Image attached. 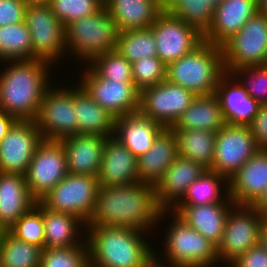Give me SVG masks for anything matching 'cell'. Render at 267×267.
<instances>
[{"label": "cell", "mask_w": 267, "mask_h": 267, "mask_svg": "<svg viewBox=\"0 0 267 267\" xmlns=\"http://www.w3.org/2000/svg\"><path fill=\"white\" fill-rule=\"evenodd\" d=\"M168 212L159 206L152 184L99 186L95 208L86 226L127 227L147 233Z\"/></svg>", "instance_id": "1"}, {"label": "cell", "mask_w": 267, "mask_h": 267, "mask_svg": "<svg viewBox=\"0 0 267 267\" xmlns=\"http://www.w3.org/2000/svg\"><path fill=\"white\" fill-rule=\"evenodd\" d=\"M0 73V110L17 120L37 118L46 89L50 86L51 63L41 59L6 61Z\"/></svg>", "instance_id": "2"}, {"label": "cell", "mask_w": 267, "mask_h": 267, "mask_svg": "<svg viewBox=\"0 0 267 267\" xmlns=\"http://www.w3.org/2000/svg\"><path fill=\"white\" fill-rule=\"evenodd\" d=\"M85 231L90 267H141L153 251L145 232L134 228L86 226Z\"/></svg>", "instance_id": "3"}, {"label": "cell", "mask_w": 267, "mask_h": 267, "mask_svg": "<svg viewBox=\"0 0 267 267\" xmlns=\"http://www.w3.org/2000/svg\"><path fill=\"white\" fill-rule=\"evenodd\" d=\"M222 47L203 41L192 52L167 65L166 80L196 96L216 92L225 74Z\"/></svg>", "instance_id": "4"}, {"label": "cell", "mask_w": 267, "mask_h": 267, "mask_svg": "<svg viewBox=\"0 0 267 267\" xmlns=\"http://www.w3.org/2000/svg\"><path fill=\"white\" fill-rule=\"evenodd\" d=\"M65 48L88 65L97 56L115 50L118 29L104 6L95 14L77 19L64 28Z\"/></svg>", "instance_id": "5"}, {"label": "cell", "mask_w": 267, "mask_h": 267, "mask_svg": "<svg viewBox=\"0 0 267 267\" xmlns=\"http://www.w3.org/2000/svg\"><path fill=\"white\" fill-rule=\"evenodd\" d=\"M171 214L173 221L162 243L165 245L163 256H166L163 260L181 267H216L219 262L216 246L175 213Z\"/></svg>", "instance_id": "6"}, {"label": "cell", "mask_w": 267, "mask_h": 267, "mask_svg": "<svg viewBox=\"0 0 267 267\" xmlns=\"http://www.w3.org/2000/svg\"><path fill=\"white\" fill-rule=\"evenodd\" d=\"M221 47L226 73L267 64V16L257 12Z\"/></svg>", "instance_id": "7"}, {"label": "cell", "mask_w": 267, "mask_h": 267, "mask_svg": "<svg viewBox=\"0 0 267 267\" xmlns=\"http://www.w3.org/2000/svg\"><path fill=\"white\" fill-rule=\"evenodd\" d=\"M99 186L96 176L67 173L40 202L50 210L79 217L87 224L95 208Z\"/></svg>", "instance_id": "8"}, {"label": "cell", "mask_w": 267, "mask_h": 267, "mask_svg": "<svg viewBox=\"0 0 267 267\" xmlns=\"http://www.w3.org/2000/svg\"><path fill=\"white\" fill-rule=\"evenodd\" d=\"M265 217L249 205H234L229 213L223 236L216 247L219 263L229 265L259 242L260 228Z\"/></svg>", "instance_id": "9"}, {"label": "cell", "mask_w": 267, "mask_h": 267, "mask_svg": "<svg viewBox=\"0 0 267 267\" xmlns=\"http://www.w3.org/2000/svg\"><path fill=\"white\" fill-rule=\"evenodd\" d=\"M64 87V88H63ZM49 86L35 123L45 140H61L77 134L75 87ZM70 88V89H69Z\"/></svg>", "instance_id": "10"}, {"label": "cell", "mask_w": 267, "mask_h": 267, "mask_svg": "<svg viewBox=\"0 0 267 267\" xmlns=\"http://www.w3.org/2000/svg\"><path fill=\"white\" fill-rule=\"evenodd\" d=\"M25 22L31 34L32 59L52 64L66 56L65 27L48 4L27 5Z\"/></svg>", "instance_id": "11"}, {"label": "cell", "mask_w": 267, "mask_h": 267, "mask_svg": "<svg viewBox=\"0 0 267 267\" xmlns=\"http://www.w3.org/2000/svg\"><path fill=\"white\" fill-rule=\"evenodd\" d=\"M195 97L193 92L165 80L139 91L138 113L171 128Z\"/></svg>", "instance_id": "12"}, {"label": "cell", "mask_w": 267, "mask_h": 267, "mask_svg": "<svg viewBox=\"0 0 267 267\" xmlns=\"http://www.w3.org/2000/svg\"><path fill=\"white\" fill-rule=\"evenodd\" d=\"M66 153L58 140H45L37 146L25 174L28 191L40 201L67 175Z\"/></svg>", "instance_id": "13"}, {"label": "cell", "mask_w": 267, "mask_h": 267, "mask_svg": "<svg viewBox=\"0 0 267 267\" xmlns=\"http://www.w3.org/2000/svg\"><path fill=\"white\" fill-rule=\"evenodd\" d=\"M150 28L157 45V57L166 66L203 42V34L195 26L165 11L159 14Z\"/></svg>", "instance_id": "14"}, {"label": "cell", "mask_w": 267, "mask_h": 267, "mask_svg": "<svg viewBox=\"0 0 267 267\" xmlns=\"http://www.w3.org/2000/svg\"><path fill=\"white\" fill-rule=\"evenodd\" d=\"M258 150L248 125L226 124L216 133L214 159L209 170L229 180Z\"/></svg>", "instance_id": "15"}, {"label": "cell", "mask_w": 267, "mask_h": 267, "mask_svg": "<svg viewBox=\"0 0 267 267\" xmlns=\"http://www.w3.org/2000/svg\"><path fill=\"white\" fill-rule=\"evenodd\" d=\"M79 84L91 98L115 118L138 112L139 90L133 82L109 81L100 78L88 65Z\"/></svg>", "instance_id": "16"}, {"label": "cell", "mask_w": 267, "mask_h": 267, "mask_svg": "<svg viewBox=\"0 0 267 267\" xmlns=\"http://www.w3.org/2000/svg\"><path fill=\"white\" fill-rule=\"evenodd\" d=\"M42 141L35 121L17 120L0 141V173L25 175Z\"/></svg>", "instance_id": "17"}, {"label": "cell", "mask_w": 267, "mask_h": 267, "mask_svg": "<svg viewBox=\"0 0 267 267\" xmlns=\"http://www.w3.org/2000/svg\"><path fill=\"white\" fill-rule=\"evenodd\" d=\"M258 12V0H223L203 33V41L222 46Z\"/></svg>", "instance_id": "18"}, {"label": "cell", "mask_w": 267, "mask_h": 267, "mask_svg": "<svg viewBox=\"0 0 267 267\" xmlns=\"http://www.w3.org/2000/svg\"><path fill=\"white\" fill-rule=\"evenodd\" d=\"M267 189V150L259 149L229 179V197L235 205L253 206Z\"/></svg>", "instance_id": "19"}, {"label": "cell", "mask_w": 267, "mask_h": 267, "mask_svg": "<svg viewBox=\"0 0 267 267\" xmlns=\"http://www.w3.org/2000/svg\"><path fill=\"white\" fill-rule=\"evenodd\" d=\"M97 178L99 185L106 187L139 182L137 158L114 136H109L105 140Z\"/></svg>", "instance_id": "20"}, {"label": "cell", "mask_w": 267, "mask_h": 267, "mask_svg": "<svg viewBox=\"0 0 267 267\" xmlns=\"http://www.w3.org/2000/svg\"><path fill=\"white\" fill-rule=\"evenodd\" d=\"M228 196L223 202L199 206H173L169 213H175L188 226L200 232L216 247L220 243L227 214L234 206Z\"/></svg>", "instance_id": "21"}, {"label": "cell", "mask_w": 267, "mask_h": 267, "mask_svg": "<svg viewBox=\"0 0 267 267\" xmlns=\"http://www.w3.org/2000/svg\"><path fill=\"white\" fill-rule=\"evenodd\" d=\"M106 138L103 135L75 134L59 140L66 153L67 172L97 177Z\"/></svg>", "instance_id": "22"}, {"label": "cell", "mask_w": 267, "mask_h": 267, "mask_svg": "<svg viewBox=\"0 0 267 267\" xmlns=\"http://www.w3.org/2000/svg\"><path fill=\"white\" fill-rule=\"evenodd\" d=\"M206 170L202 164L178 156L155 185L159 206L170 210Z\"/></svg>", "instance_id": "23"}, {"label": "cell", "mask_w": 267, "mask_h": 267, "mask_svg": "<svg viewBox=\"0 0 267 267\" xmlns=\"http://www.w3.org/2000/svg\"><path fill=\"white\" fill-rule=\"evenodd\" d=\"M215 94L220 100L226 124L249 125L259 110L260 104L230 73L220 78Z\"/></svg>", "instance_id": "24"}, {"label": "cell", "mask_w": 267, "mask_h": 267, "mask_svg": "<svg viewBox=\"0 0 267 267\" xmlns=\"http://www.w3.org/2000/svg\"><path fill=\"white\" fill-rule=\"evenodd\" d=\"M177 157L175 133L171 128H164L153 141L152 147L137 158L139 182L155 186Z\"/></svg>", "instance_id": "25"}, {"label": "cell", "mask_w": 267, "mask_h": 267, "mask_svg": "<svg viewBox=\"0 0 267 267\" xmlns=\"http://www.w3.org/2000/svg\"><path fill=\"white\" fill-rule=\"evenodd\" d=\"M35 203L25 175L0 173V231L10 228Z\"/></svg>", "instance_id": "26"}, {"label": "cell", "mask_w": 267, "mask_h": 267, "mask_svg": "<svg viewBox=\"0 0 267 267\" xmlns=\"http://www.w3.org/2000/svg\"><path fill=\"white\" fill-rule=\"evenodd\" d=\"M163 129L159 123L137 112L115 119L114 137L138 158L152 147L153 141Z\"/></svg>", "instance_id": "27"}, {"label": "cell", "mask_w": 267, "mask_h": 267, "mask_svg": "<svg viewBox=\"0 0 267 267\" xmlns=\"http://www.w3.org/2000/svg\"><path fill=\"white\" fill-rule=\"evenodd\" d=\"M118 31L149 28L162 12L160 0H104Z\"/></svg>", "instance_id": "28"}, {"label": "cell", "mask_w": 267, "mask_h": 267, "mask_svg": "<svg viewBox=\"0 0 267 267\" xmlns=\"http://www.w3.org/2000/svg\"><path fill=\"white\" fill-rule=\"evenodd\" d=\"M42 214L45 230L44 248L87 246L84 241L86 240L85 235L84 237L83 235L79 236L80 227L83 226L82 231L84 226L86 227V223L82 219L71 214L50 210L43 204Z\"/></svg>", "instance_id": "29"}, {"label": "cell", "mask_w": 267, "mask_h": 267, "mask_svg": "<svg viewBox=\"0 0 267 267\" xmlns=\"http://www.w3.org/2000/svg\"><path fill=\"white\" fill-rule=\"evenodd\" d=\"M225 125L220 100L214 93L196 96L171 129H198L217 133Z\"/></svg>", "instance_id": "30"}, {"label": "cell", "mask_w": 267, "mask_h": 267, "mask_svg": "<svg viewBox=\"0 0 267 267\" xmlns=\"http://www.w3.org/2000/svg\"><path fill=\"white\" fill-rule=\"evenodd\" d=\"M77 134L114 136L115 117L97 104L81 86L75 87Z\"/></svg>", "instance_id": "31"}, {"label": "cell", "mask_w": 267, "mask_h": 267, "mask_svg": "<svg viewBox=\"0 0 267 267\" xmlns=\"http://www.w3.org/2000/svg\"><path fill=\"white\" fill-rule=\"evenodd\" d=\"M177 139L178 156L210 169L215 152L216 133L205 130L172 129Z\"/></svg>", "instance_id": "32"}, {"label": "cell", "mask_w": 267, "mask_h": 267, "mask_svg": "<svg viewBox=\"0 0 267 267\" xmlns=\"http://www.w3.org/2000/svg\"><path fill=\"white\" fill-rule=\"evenodd\" d=\"M221 186L226 190L224 196L221 194L223 193ZM228 196L229 180L225 176L207 169L187 188L182 198L174 206H199L220 203Z\"/></svg>", "instance_id": "33"}, {"label": "cell", "mask_w": 267, "mask_h": 267, "mask_svg": "<svg viewBox=\"0 0 267 267\" xmlns=\"http://www.w3.org/2000/svg\"><path fill=\"white\" fill-rule=\"evenodd\" d=\"M223 0H160L162 11L168 12L187 24L195 26L202 34L213 20L214 9Z\"/></svg>", "instance_id": "34"}, {"label": "cell", "mask_w": 267, "mask_h": 267, "mask_svg": "<svg viewBox=\"0 0 267 267\" xmlns=\"http://www.w3.org/2000/svg\"><path fill=\"white\" fill-rule=\"evenodd\" d=\"M43 249L0 231V267H40Z\"/></svg>", "instance_id": "35"}, {"label": "cell", "mask_w": 267, "mask_h": 267, "mask_svg": "<svg viewBox=\"0 0 267 267\" xmlns=\"http://www.w3.org/2000/svg\"><path fill=\"white\" fill-rule=\"evenodd\" d=\"M32 59L31 34L25 20L0 27V62Z\"/></svg>", "instance_id": "36"}, {"label": "cell", "mask_w": 267, "mask_h": 267, "mask_svg": "<svg viewBox=\"0 0 267 267\" xmlns=\"http://www.w3.org/2000/svg\"><path fill=\"white\" fill-rule=\"evenodd\" d=\"M115 50L130 63L145 57H157V45L150 27L118 32Z\"/></svg>", "instance_id": "37"}, {"label": "cell", "mask_w": 267, "mask_h": 267, "mask_svg": "<svg viewBox=\"0 0 267 267\" xmlns=\"http://www.w3.org/2000/svg\"><path fill=\"white\" fill-rule=\"evenodd\" d=\"M7 231L16 239L44 249V220L42 203L37 201Z\"/></svg>", "instance_id": "38"}, {"label": "cell", "mask_w": 267, "mask_h": 267, "mask_svg": "<svg viewBox=\"0 0 267 267\" xmlns=\"http://www.w3.org/2000/svg\"><path fill=\"white\" fill-rule=\"evenodd\" d=\"M88 65L104 80L133 82L132 63L116 50L97 56Z\"/></svg>", "instance_id": "39"}, {"label": "cell", "mask_w": 267, "mask_h": 267, "mask_svg": "<svg viewBox=\"0 0 267 267\" xmlns=\"http://www.w3.org/2000/svg\"><path fill=\"white\" fill-rule=\"evenodd\" d=\"M48 5L65 27L77 19L95 14L104 7V0H49Z\"/></svg>", "instance_id": "40"}, {"label": "cell", "mask_w": 267, "mask_h": 267, "mask_svg": "<svg viewBox=\"0 0 267 267\" xmlns=\"http://www.w3.org/2000/svg\"><path fill=\"white\" fill-rule=\"evenodd\" d=\"M40 267H90L87 246L44 248Z\"/></svg>", "instance_id": "41"}, {"label": "cell", "mask_w": 267, "mask_h": 267, "mask_svg": "<svg viewBox=\"0 0 267 267\" xmlns=\"http://www.w3.org/2000/svg\"><path fill=\"white\" fill-rule=\"evenodd\" d=\"M230 74L238 79V83L255 101L259 104L267 103V64L235 68Z\"/></svg>", "instance_id": "42"}, {"label": "cell", "mask_w": 267, "mask_h": 267, "mask_svg": "<svg viewBox=\"0 0 267 267\" xmlns=\"http://www.w3.org/2000/svg\"><path fill=\"white\" fill-rule=\"evenodd\" d=\"M167 66L158 57H145L132 63L134 86L140 91L166 80Z\"/></svg>", "instance_id": "43"}, {"label": "cell", "mask_w": 267, "mask_h": 267, "mask_svg": "<svg viewBox=\"0 0 267 267\" xmlns=\"http://www.w3.org/2000/svg\"><path fill=\"white\" fill-rule=\"evenodd\" d=\"M26 8L23 0H0V27L23 22Z\"/></svg>", "instance_id": "44"}, {"label": "cell", "mask_w": 267, "mask_h": 267, "mask_svg": "<svg viewBox=\"0 0 267 267\" xmlns=\"http://www.w3.org/2000/svg\"><path fill=\"white\" fill-rule=\"evenodd\" d=\"M248 127L259 149L267 150V103L260 104L257 114Z\"/></svg>", "instance_id": "45"}, {"label": "cell", "mask_w": 267, "mask_h": 267, "mask_svg": "<svg viewBox=\"0 0 267 267\" xmlns=\"http://www.w3.org/2000/svg\"><path fill=\"white\" fill-rule=\"evenodd\" d=\"M229 267H267V251L259 244L231 262Z\"/></svg>", "instance_id": "46"}, {"label": "cell", "mask_w": 267, "mask_h": 267, "mask_svg": "<svg viewBox=\"0 0 267 267\" xmlns=\"http://www.w3.org/2000/svg\"><path fill=\"white\" fill-rule=\"evenodd\" d=\"M17 119L0 110V141L6 136Z\"/></svg>", "instance_id": "47"}, {"label": "cell", "mask_w": 267, "mask_h": 267, "mask_svg": "<svg viewBox=\"0 0 267 267\" xmlns=\"http://www.w3.org/2000/svg\"><path fill=\"white\" fill-rule=\"evenodd\" d=\"M157 251H152L150 253V255L144 260L143 264L141 267H181V266H178V265H175L173 262H170V261H166V265L162 264V259H160L159 257H157ZM161 261V262H160ZM169 265H168V264Z\"/></svg>", "instance_id": "48"}, {"label": "cell", "mask_w": 267, "mask_h": 267, "mask_svg": "<svg viewBox=\"0 0 267 267\" xmlns=\"http://www.w3.org/2000/svg\"><path fill=\"white\" fill-rule=\"evenodd\" d=\"M253 206L267 218V189Z\"/></svg>", "instance_id": "49"}, {"label": "cell", "mask_w": 267, "mask_h": 267, "mask_svg": "<svg viewBox=\"0 0 267 267\" xmlns=\"http://www.w3.org/2000/svg\"><path fill=\"white\" fill-rule=\"evenodd\" d=\"M258 244L267 251V218L261 224Z\"/></svg>", "instance_id": "50"}, {"label": "cell", "mask_w": 267, "mask_h": 267, "mask_svg": "<svg viewBox=\"0 0 267 267\" xmlns=\"http://www.w3.org/2000/svg\"><path fill=\"white\" fill-rule=\"evenodd\" d=\"M258 12L267 16V0H258Z\"/></svg>", "instance_id": "51"}, {"label": "cell", "mask_w": 267, "mask_h": 267, "mask_svg": "<svg viewBox=\"0 0 267 267\" xmlns=\"http://www.w3.org/2000/svg\"><path fill=\"white\" fill-rule=\"evenodd\" d=\"M27 5L48 4L49 0H23Z\"/></svg>", "instance_id": "52"}]
</instances>
